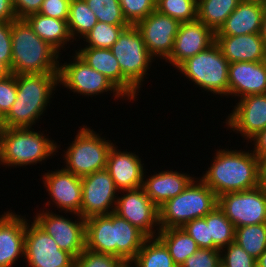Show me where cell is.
<instances>
[{
    "instance_id": "obj_48",
    "label": "cell",
    "mask_w": 266,
    "mask_h": 267,
    "mask_svg": "<svg viewBox=\"0 0 266 267\" xmlns=\"http://www.w3.org/2000/svg\"><path fill=\"white\" fill-rule=\"evenodd\" d=\"M259 187L266 191V156L259 158Z\"/></svg>"
},
{
    "instance_id": "obj_49",
    "label": "cell",
    "mask_w": 266,
    "mask_h": 267,
    "mask_svg": "<svg viewBox=\"0 0 266 267\" xmlns=\"http://www.w3.org/2000/svg\"><path fill=\"white\" fill-rule=\"evenodd\" d=\"M260 35L264 41L265 50H266V11L264 12L263 18H262Z\"/></svg>"
},
{
    "instance_id": "obj_43",
    "label": "cell",
    "mask_w": 266,
    "mask_h": 267,
    "mask_svg": "<svg viewBox=\"0 0 266 267\" xmlns=\"http://www.w3.org/2000/svg\"><path fill=\"white\" fill-rule=\"evenodd\" d=\"M0 62H2L11 73L12 64V36L11 22H0Z\"/></svg>"
},
{
    "instance_id": "obj_36",
    "label": "cell",
    "mask_w": 266,
    "mask_h": 267,
    "mask_svg": "<svg viewBox=\"0 0 266 267\" xmlns=\"http://www.w3.org/2000/svg\"><path fill=\"white\" fill-rule=\"evenodd\" d=\"M97 21L110 25H130L122 12L120 0H85Z\"/></svg>"
},
{
    "instance_id": "obj_12",
    "label": "cell",
    "mask_w": 266,
    "mask_h": 267,
    "mask_svg": "<svg viewBox=\"0 0 266 267\" xmlns=\"http://www.w3.org/2000/svg\"><path fill=\"white\" fill-rule=\"evenodd\" d=\"M26 219L24 259L30 267H75V258L59 248L53 237Z\"/></svg>"
},
{
    "instance_id": "obj_24",
    "label": "cell",
    "mask_w": 266,
    "mask_h": 267,
    "mask_svg": "<svg viewBox=\"0 0 266 267\" xmlns=\"http://www.w3.org/2000/svg\"><path fill=\"white\" fill-rule=\"evenodd\" d=\"M215 42L229 63L266 60L265 44L260 33L215 36Z\"/></svg>"
},
{
    "instance_id": "obj_17",
    "label": "cell",
    "mask_w": 266,
    "mask_h": 267,
    "mask_svg": "<svg viewBox=\"0 0 266 267\" xmlns=\"http://www.w3.org/2000/svg\"><path fill=\"white\" fill-rule=\"evenodd\" d=\"M225 124L249 142L266 129V93L240 98L232 113L228 114Z\"/></svg>"
},
{
    "instance_id": "obj_16",
    "label": "cell",
    "mask_w": 266,
    "mask_h": 267,
    "mask_svg": "<svg viewBox=\"0 0 266 267\" xmlns=\"http://www.w3.org/2000/svg\"><path fill=\"white\" fill-rule=\"evenodd\" d=\"M180 24L176 19L155 10L135 26L142 34L150 55L154 59L157 56L160 60H166L172 52Z\"/></svg>"
},
{
    "instance_id": "obj_2",
    "label": "cell",
    "mask_w": 266,
    "mask_h": 267,
    "mask_svg": "<svg viewBox=\"0 0 266 267\" xmlns=\"http://www.w3.org/2000/svg\"><path fill=\"white\" fill-rule=\"evenodd\" d=\"M214 160L200 178L217 197L259 186V159L249 150L217 149Z\"/></svg>"
},
{
    "instance_id": "obj_34",
    "label": "cell",
    "mask_w": 266,
    "mask_h": 267,
    "mask_svg": "<svg viewBox=\"0 0 266 267\" xmlns=\"http://www.w3.org/2000/svg\"><path fill=\"white\" fill-rule=\"evenodd\" d=\"M156 10L180 23L197 20V0H156Z\"/></svg>"
},
{
    "instance_id": "obj_50",
    "label": "cell",
    "mask_w": 266,
    "mask_h": 267,
    "mask_svg": "<svg viewBox=\"0 0 266 267\" xmlns=\"http://www.w3.org/2000/svg\"><path fill=\"white\" fill-rule=\"evenodd\" d=\"M256 267H266V250H264L256 260Z\"/></svg>"
},
{
    "instance_id": "obj_51",
    "label": "cell",
    "mask_w": 266,
    "mask_h": 267,
    "mask_svg": "<svg viewBox=\"0 0 266 267\" xmlns=\"http://www.w3.org/2000/svg\"><path fill=\"white\" fill-rule=\"evenodd\" d=\"M9 74H11L10 70L2 62H0V79L7 77Z\"/></svg>"
},
{
    "instance_id": "obj_35",
    "label": "cell",
    "mask_w": 266,
    "mask_h": 267,
    "mask_svg": "<svg viewBox=\"0 0 266 267\" xmlns=\"http://www.w3.org/2000/svg\"><path fill=\"white\" fill-rule=\"evenodd\" d=\"M130 25H110L97 21L96 25L84 36L86 47L110 49L121 32Z\"/></svg>"
},
{
    "instance_id": "obj_45",
    "label": "cell",
    "mask_w": 266,
    "mask_h": 267,
    "mask_svg": "<svg viewBox=\"0 0 266 267\" xmlns=\"http://www.w3.org/2000/svg\"><path fill=\"white\" fill-rule=\"evenodd\" d=\"M43 0H13L17 19H25L27 16L39 13Z\"/></svg>"
},
{
    "instance_id": "obj_38",
    "label": "cell",
    "mask_w": 266,
    "mask_h": 267,
    "mask_svg": "<svg viewBox=\"0 0 266 267\" xmlns=\"http://www.w3.org/2000/svg\"><path fill=\"white\" fill-rule=\"evenodd\" d=\"M125 261L117 256L88 250L75 259V267H122Z\"/></svg>"
},
{
    "instance_id": "obj_40",
    "label": "cell",
    "mask_w": 266,
    "mask_h": 267,
    "mask_svg": "<svg viewBox=\"0 0 266 267\" xmlns=\"http://www.w3.org/2000/svg\"><path fill=\"white\" fill-rule=\"evenodd\" d=\"M182 229L195 240L199 248L218 249L213 240L209 239V225L204 217L189 221Z\"/></svg>"
},
{
    "instance_id": "obj_10",
    "label": "cell",
    "mask_w": 266,
    "mask_h": 267,
    "mask_svg": "<svg viewBox=\"0 0 266 267\" xmlns=\"http://www.w3.org/2000/svg\"><path fill=\"white\" fill-rule=\"evenodd\" d=\"M70 57H73V61L65 62L63 65L59 63V86L62 85L73 93L86 97L110 91L117 100L126 98L105 75L90 67L76 53Z\"/></svg>"
},
{
    "instance_id": "obj_4",
    "label": "cell",
    "mask_w": 266,
    "mask_h": 267,
    "mask_svg": "<svg viewBox=\"0 0 266 267\" xmlns=\"http://www.w3.org/2000/svg\"><path fill=\"white\" fill-rule=\"evenodd\" d=\"M11 74L58 73L59 53L42 40L25 19L11 22Z\"/></svg>"
},
{
    "instance_id": "obj_15",
    "label": "cell",
    "mask_w": 266,
    "mask_h": 267,
    "mask_svg": "<svg viewBox=\"0 0 266 267\" xmlns=\"http://www.w3.org/2000/svg\"><path fill=\"white\" fill-rule=\"evenodd\" d=\"M122 193L123 196L117 198L114 212L147 237H157L160 231L159 208L146 195L144 188L125 190ZM155 227L157 228L154 229Z\"/></svg>"
},
{
    "instance_id": "obj_1",
    "label": "cell",
    "mask_w": 266,
    "mask_h": 267,
    "mask_svg": "<svg viewBox=\"0 0 266 267\" xmlns=\"http://www.w3.org/2000/svg\"><path fill=\"white\" fill-rule=\"evenodd\" d=\"M148 237L115 212L85 219V248L131 262Z\"/></svg>"
},
{
    "instance_id": "obj_11",
    "label": "cell",
    "mask_w": 266,
    "mask_h": 267,
    "mask_svg": "<svg viewBox=\"0 0 266 267\" xmlns=\"http://www.w3.org/2000/svg\"><path fill=\"white\" fill-rule=\"evenodd\" d=\"M234 227L266 223V191L261 187L226 193L218 197V205Z\"/></svg>"
},
{
    "instance_id": "obj_29",
    "label": "cell",
    "mask_w": 266,
    "mask_h": 267,
    "mask_svg": "<svg viewBox=\"0 0 266 267\" xmlns=\"http://www.w3.org/2000/svg\"><path fill=\"white\" fill-rule=\"evenodd\" d=\"M241 0H197V19L217 32Z\"/></svg>"
},
{
    "instance_id": "obj_52",
    "label": "cell",
    "mask_w": 266,
    "mask_h": 267,
    "mask_svg": "<svg viewBox=\"0 0 266 267\" xmlns=\"http://www.w3.org/2000/svg\"><path fill=\"white\" fill-rule=\"evenodd\" d=\"M122 267H134V265L131 262H125Z\"/></svg>"
},
{
    "instance_id": "obj_3",
    "label": "cell",
    "mask_w": 266,
    "mask_h": 267,
    "mask_svg": "<svg viewBox=\"0 0 266 267\" xmlns=\"http://www.w3.org/2000/svg\"><path fill=\"white\" fill-rule=\"evenodd\" d=\"M16 100L3 118L6 128H32L46 111L58 83V73L15 75ZM54 93V94H52Z\"/></svg>"
},
{
    "instance_id": "obj_37",
    "label": "cell",
    "mask_w": 266,
    "mask_h": 267,
    "mask_svg": "<svg viewBox=\"0 0 266 267\" xmlns=\"http://www.w3.org/2000/svg\"><path fill=\"white\" fill-rule=\"evenodd\" d=\"M120 5L130 25H136L156 10V0H120Z\"/></svg>"
},
{
    "instance_id": "obj_5",
    "label": "cell",
    "mask_w": 266,
    "mask_h": 267,
    "mask_svg": "<svg viewBox=\"0 0 266 267\" xmlns=\"http://www.w3.org/2000/svg\"><path fill=\"white\" fill-rule=\"evenodd\" d=\"M110 50L118 60L123 73V95L127 100L135 101L154 58L150 55L142 34L135 25L125 28Z\"/></svg>"
},
{
    "instance_id": "obj_32",
    "label": "cell",
    "mask_w": 266,
    "mask_h": 267,
    "mask_svg": "<svg viewBox=\"0 0 266 267\" xmlns=\"http://www.w3.org/2000/svg\"><path fill=\"white\" fill-rule=\"evenodd\" d=\"M234 242L257 260L266 250V223L235 228Z\"/></svg>"
},
{
    "instance_id": "obj_53",
    "label": "cell",
    "mask_w": 266,
    "mask_h": 267,
    "mask_svg": "<svg viewBox=\"0 0 266 267\" xmlns=\"http://www.w3.org/2000/svg\"><path fill=\"white\" fill-rule=\"evenodd\" d=\"M4 129V125H3V119L0 116V132Z\"/></svg>"
},
{
    "instance_id": "obj_26",
    "label": "cell",
    "mask_w": 266,
    "mask_h": 267,
    "mask_svg": "<svg viewBox=\"0 0 266 267\" xmlns=\"http://www.w3.org/2000/svg\"><path fill=\"white\" fill-rule=\"evenodd\" d=\"M25 20L32 30L60 55V50L65 48V44L74 42L68 29L67 20L55 19L39 13L31 14Z\"/></svg>"
},
{
    "instance_id": "obj_6",
    "label": "cell",
    "mask_w": 266,
    "mask_h": 267,
    "mask_svg": "<svg viewBox=\"0 0 266 267\" xmlns=\"http://www.w3.org/2000/svg\"><path fill=\"white\" fill-rule=\"evenodd\" d=\"M33 130L4 127L0 132V165L15 168L35 165L49 159L50 156L52 158L58 152L60 145L42 132Z\"/></svg>"
},
{
    "instance_id": "obj_44",
    "label": "cell",
    "mask_w": 266,
    "mask_h": 267,
    "mask_svg": "<svg viewBox=\"0 0 266 267\" xmlns=\"http://www.w3.org/2000/svg\"><path fill=\"white\" fill-rule=\"evenodd\" d=\"M71 0H43L39 14L61 20H68Z\"/></svg>"
},
{
    "instance_id": "obj_41",
    "label": "cell",
    "mask_w": 266,
    "mask_h": 267,
    "mask_svg": "<svg viewBox=\"0 0 266 267\" xmlns=\"http://www.w3.org/2000/svg\"><path fill=\"white\" fill-rule=\"evenodd\" d=\"M221 264L219 249L199 248L190 255L181 267H218Z\"/></svg>"
},
{
    "instance_id": "obj_13",
    "label": "cell",
    "mask_w": 266,
    "mask_h": 267,
    "mask_svg": "<svg viewBox=\"0 0 266 267\" xmlns=\"http://www.w3.org/2000/svg\"><path fill=\"white\" fill-rule=\"evenodd\" d=\"M81 181L82 204L79 215L82 218L108 215L115 211L119 191L106 168L82 177Z\"/></svg>"
},
{
    "instance_id": "obj_47",
    "label": "cell",
    "mask_w": 266,
    "mask_h": 267,
    "mask_svg": "<svg viewBox=\"0 0 266 267\" xmlns=\"http://www.w3.org/2000/svg\"><path fill=\"white\" fill-rule=\"evenodd\" d=\"M17 19L13 0H0V22H12Z\"/></svg>"
},
{
    "instance_id": "obj_42",
    "label": "cell",
    "mask_w": 266,
    "mask_h": 267,
    "mask_svg": "<svg viewBox=\"0 0 266 267\" xmlns=\"http://www.w3.org/2000/svg\"><path fill=\"white\" fill-rule=\"evenodd\" d=\"M16 96L17 84L15 75L9 74L7 77L0 79V116L2 119L10 111Z\"/></svg>"
},
{
    "instance_id": "obj_20",
    "label": "cell",
    "mask_w": 266,
    "mask_h": 267,
    "mask_svg": "<svg viewBox=\"0 0 266 267\" xmlns=\"http://www.w3.org/2000/svg\"><path fill=\"white\" fill-rule=\"evenodd\" d=\"M266 93V60L229 64L228 96L240 98Z\"/></svg>"
},
{
    "instance_id": "obj_39",
    "label": "cell",
    "mask_w": 266,
    "mask_h": 267,
    "mask_svg": "<svg viewBox=\"0 0 266 267\" xmlns=\"http://www.w3.org/2000/svg\"><path fill=\"white\" fill-rule=\"evenodd\" d=\"M224 248L220 250V253L221 263L225 267H256V259L236 242H231Z\"/></svg>"
},
{
    "instance_id": "obj_25",
    "label": "cell",
    "mask_w": 266,
    "mask_h": 267,
    "mask_svg": "<svg viewBox=\"0 0 266 267\" xmlns=\"http://www.w3.org/2000/svg\"><path fill=\"white\" fill-rule=\"evenodd\" d=\"M146 178L144 174L143 188L146 195L159 208L170 198L176 197L184 191L188 184L195 179L187 173L167 170L155 172ZM146 178V179H145Z\"/></svg>"
},
{
    "instance_id": "obj_21",
    "label": "cell",
    "mask_w": 266,
    "mask_h": 267,
    "mask_svg": "<svg viewBox=\"0 0 266 267\" xmlns=\"http://www.w3.org/2000/svg\"><path fill=\"white\" fill-rule=\"evenodd\" d=\"M115 145L108 153L106 169L114 180L117 190L122 192L142 187L146 172L141 158L135 152H122Z\"/></svg>"
},
{
    "instance_id": "obj_18",
    "label": "cell",
    "mask_w": 266,
    "mask_h": 267,
    "mask_svg": "<svg viewBox=\"0 0 266 267\" xmlns=\"http://www.w3.org/2000/svg\"><path fill=\"white\" fill-rule=\"evenodd\" d=\"M53 204L61 211L73 215L79 214L82 204L81 178L62 168L49 171L42 177Z\"/></svg>"
},
{
    "instance_id": "obj_28",
    "label": "cell",
    "mask_w": 266,
    "mask_h": 267,
    "mask_svg": "<svg viewBox=\"0 0 266 267\" xmlns=\"http://www.w3.org/2000/svg\"><path fill=\"white\" fill-rule=\"evenodd\" d=\"M157 237L168 248L177 267H181L185 260L199 249L195 240L182 228L160 229Z\"/></svg>"
},
{
    "instance_id": "obj_46",
    "label": "cell",
    "mask_w": 266,
    "mask_h": 267,
    "mask_svg": "<svg viewBox=\"0 0 266 267\" xmlns=\"http://www.w3.org/2000/svg\"><path fill=\"white\" fill-rule=\"evenodd\" d=\"M249 141H253L254 149L251 151L256 155L258 159L266 156V129L256 134Z\"/></svg>"
},
{
    "instance_id": "obj_14",
    "label": "cell",
    "mask_w": 266,
    "mask_h": 267,
    "mask_svg": "<svg viewBox=\"0 0 266 267\" xmlns=\"http://www.w3.org/2000/svg\"><path fill=\"white\" fill-rule=\"evenodd\" d=\"M37 213L33 221L49 234L59 248L70 253L75 259L85 249V219L76 214L77 220H71L47 208Z\"/></svg>"
},
{
    "instance_id": "obj_27",
    "label": "cell",
    "mask_w": 266,
    "mask_h": 267,
    "mask_svg": "<svg viewBox=\"0 0 266 267\" xmlns=\"http://www.w3.org/2000/svg\"><path fill=\"white\" fill-rule=\"evenodd\" d=\"M75 53L94 70L105 75L123 94V73L110 49L84 47Z\"/></svg>"
},
{
    "instance_id": "obj_23",
    "label": "cell",
    "mask_w": 266,
    "mask_h": 267,
    "mask_svg": "<svg viewBox=\"0 0 266 267\" xmlns=\"http://www.w3.org/2000/svg\"><path fill=\"white\" fill-rule=\"evenodd\" d=\"M266 4L258 0H241L215 36H237L260 33Z\"/></svg>"
},
{
    "instance_id": "obj_19",
    "label": "cell",
    "mask_w": 266,
    "mask_h": 267,
    "mask_svg": "<svg viewBox=\"0 0 266 267\" xmlns=\"http://www.w3.org/2000/svg\"><path fill=\"white\" fill-rule=\"evenodd\" d=\"M214 42L215 32L198 19L181 23L172 52L165 61L177 68L186 59L209 48Z\"/></svg>"
},
{
    "instance_id": "obj_54",
    "label": "cell",
    "mask_w": 266,
    "mask_h": 267,
    "mask_svg": "<svg viewBox=\"0 0 266 267\" xmlns=\"http://www.w3.org/2000/svg\"><path fill=\"white\" fill-rule=\"evenodd\" d=\"M218 267H225L222 263Z\"/></svg>"
},
{
    "instance_id": "obj_9",
    "label": "cell",
    "mask_w": 266,
    "mask_h": 267,
    "mask_svg": "<svg viewBox=\"0 0 266 267\" xmlns=\"http://www.w3.org/2000/svg\"><path fill=\"white\" fill-rule=\"evenodd\" d=\"M82 126L63 155L64 169L80 178L105 169L108 153L114 145L87 125Z\"/></svg>"
},
{
    "instance_id": "obj_33",
    "label": "cell",
    "mask_w": 266,
    "mask_h": 267,
    "mask_svg": "<svg viewBox=\"0 0 266 267\" xmlns=\"http://www.w3.org/2000/svg\"><path fill=\"white\" fill-rule=\"evenodd\" d=\"M204 218L209 225V239L219 250L234 242L235 227L218 206Z\"/></svg>"
},
{
    "instance_id": "obj_8",
    "label": "cell",
    "mask_w": 266,
    "mask_h": 267,
    "mask_svg": "<svg viewBox=\"0 0 266 267\" xmlns=\"http://www.w3.org/2000/svg\"><path fill=\"white\" fill-rule=\"evenodd\" d=\"M229 62L214 42L209 48L189 57L176 69L201 90L228 97Z\"/></svg>"
},
{
    "instance_id": "obj_7",
    "label": "cell",
    "mask_w": 266,
    "mask_h": 267,
    "mask_svg": "<svg viewBox=\"0 0 266 267\" xmlns=\"http://www.w3.org/2000/svg\"><path fill=\"white\" fill-rule=\"evenodd\" d=\"M217 205L216 193L200 178H195L182 193L159 207L160 229L182 228L189 221L205 217Z\"/></svg>"
},
{
    "instance_id": "obj_30",
    "label": "cell",
    "mask_w": 266,
    "mask_h": 267,
    "mask_svg": "<svg viewBox=\"0 0 266 267\" xmlns=\"http://www.w3.org/2000/svg\"><path fill=\"white\" fill-rule=\"evenodd\" d=\"M131 263L134 267H177L168 248L158 237H148Z\"/></svg>"
},
{
    "instance_id": "obj_22",
    "label": "cell",
    "mask_w": 266,
    "mask_h": 267,
    "mask_svg": "<svg viewBox=\"0 0 266 267\" xmlns=\"http://www.w3.org/2000/svg\"><path fill=\"white\" fill-rule=\"evenodd\" d=\"M25 230V216L12 210L0 215V267H13L20 257H24Z\"/></svg>"
},
{
    "instance_id": "obj_31",
    "label": "cell",
    "mask_w": 266,
    "mask_h": 267,
    "mask_svg": "<svg viewBox=\"0 0 266 267\" xmlns=\"http://www.w3.org/2000/svg\"><path fill=\"white\" fill-rule=\"evenodd\" d=\"M67 23L70 35L76 41L77 37L82 39L96 25L97 18L85 0H71Z\"/></svg>"
}]
</instances>
